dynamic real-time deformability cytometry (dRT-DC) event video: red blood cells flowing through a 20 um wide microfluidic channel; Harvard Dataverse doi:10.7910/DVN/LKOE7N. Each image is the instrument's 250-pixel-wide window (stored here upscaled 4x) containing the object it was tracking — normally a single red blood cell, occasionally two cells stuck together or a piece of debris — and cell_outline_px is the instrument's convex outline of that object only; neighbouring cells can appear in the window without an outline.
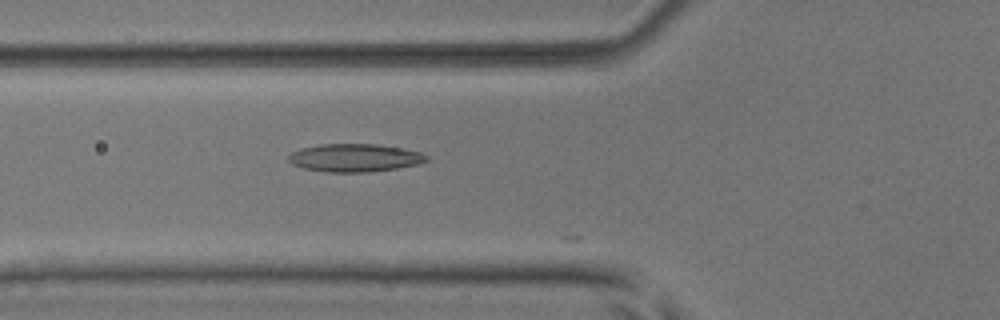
{"species": "common noctule bat (a hibernating species)", "species_latin": "Nyctalus noctula", "temperature_condition": "room temperature", "stored_images_in_passage": 6, "camera_frame_rate_fps": 3000, "um_per_image_px": 0.085, "animal": {"sex": "male", "body_mass_g": 17.9, "forearm_length_mm": 54.2}, "frame": {"image": 1, "passage_image": 6, "time_ms": 5.667, "image_size_px": [1000, 320], "cell_outline_px": [[428, 160], [416, 164], [396, 168], [368, 172], [324, 172], [304, 168], [292, 164], [288, 160], [288, 156], [292, 152], [300, 148], [320, 144], [376, 144], [400, 148], [420, 152], [428, 156]], "centroid_in_image_um": [30.11, 13.41], "position_along_channel_um": 95.7, "area_um2": 22.37}}